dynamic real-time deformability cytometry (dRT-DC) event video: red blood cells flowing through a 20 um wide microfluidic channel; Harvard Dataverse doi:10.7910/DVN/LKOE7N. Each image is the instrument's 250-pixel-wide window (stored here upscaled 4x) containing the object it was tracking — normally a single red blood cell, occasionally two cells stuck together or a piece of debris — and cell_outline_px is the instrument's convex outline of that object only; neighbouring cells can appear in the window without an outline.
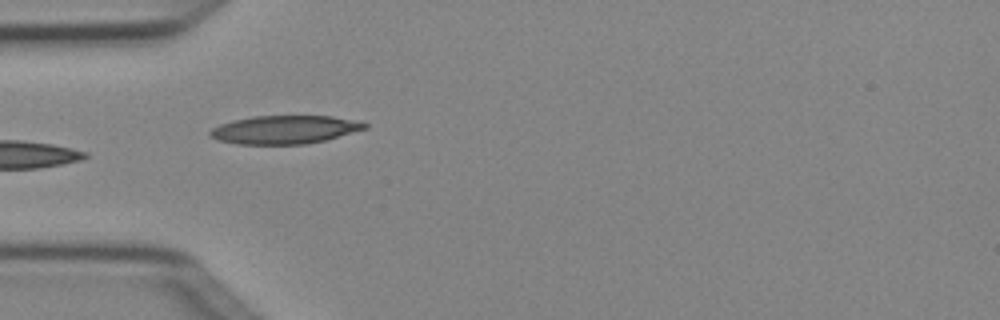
{"species": "Egyptian fruit bat (a non-hibernating species)", "species_latin": "Rousettus aegyptiacus", "temperature_condition": "cold", "stored_images_in_passage": 4, "camera_frame_rate_fps": 3000, "um_per_image_px": 0.085, "animal": {"sex": "female"}, "frame": {"image": 1, "passage_image": 3, "time_ms": 0.667, "image_size_px": [1000, 320], "cell_outline_px": [[368, 128], [324, 140], [304, 144], [236, 144], [220, 140], [212, 136], [208, 132], [212, 128], [220, 124], [232, 120], [252, 116], [332, 116], [352, 120], [368, 124]], "centroid_in_image_um": [24.17, 11.01], "position_along_channel_um": 60.8, "area_um2": 25.26}}
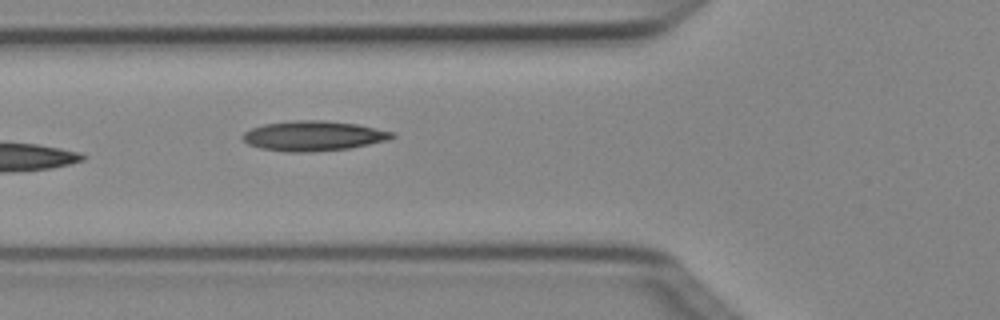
{"frame": {"image": 2, "passage_image": 4, "time_ms": 1.0, "image_size_px": [1000, 320], "cell_outline_px": [[396, 136], [388, 140], [348, 148], [312, 152], [284, 152], [260, 148], [248, 144], [240, 136], [244, 132], [252, 128], [264, 124], [296, 120], [324, 120], [356, 124], [376, 128], [392, 132]], "centroid_in_image_um": [26.61, 11.55], "position_along_channel_um": 99.2, "area_um2": 26.01}}